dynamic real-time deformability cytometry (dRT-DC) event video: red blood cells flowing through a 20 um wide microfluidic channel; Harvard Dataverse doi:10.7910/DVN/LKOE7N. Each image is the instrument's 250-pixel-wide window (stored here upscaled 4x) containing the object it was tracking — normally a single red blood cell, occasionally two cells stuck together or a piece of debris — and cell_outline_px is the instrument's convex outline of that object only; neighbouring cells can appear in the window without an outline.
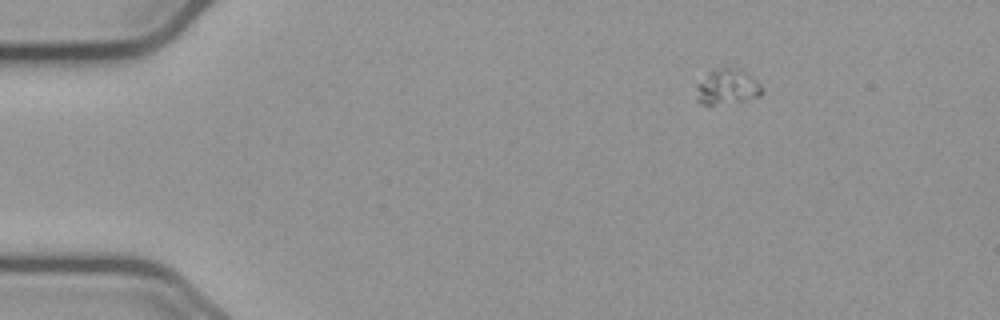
{"species": "common noctule bat (a hibernating species)", "species_latin": "Nyctalus noctula", "temperature_condition": "cold", "stored_images_in_passage": 49, "camera_frame_rate_fps": 3000, "um_per_image_px": 0.085, "animal": {"sex": "male", "body_mass_g": 23.1, "forearm_length_mm": 52.7}, "frame": {"image": 1, "passage_image": 1, "time_ms": 0.0, "image_size_px": [1000, 320], "cell_outline_px": [[760, 96], [744, 100], [712, 104], [700, 104], [696, 100], [696, 84], [712, 68], [736, 68], [744, 72], [760, 84]], "centroid_in_image_um": [61.72, 7.37], "position_along_channel_um": 23.3, "area_um2": 13.24}}
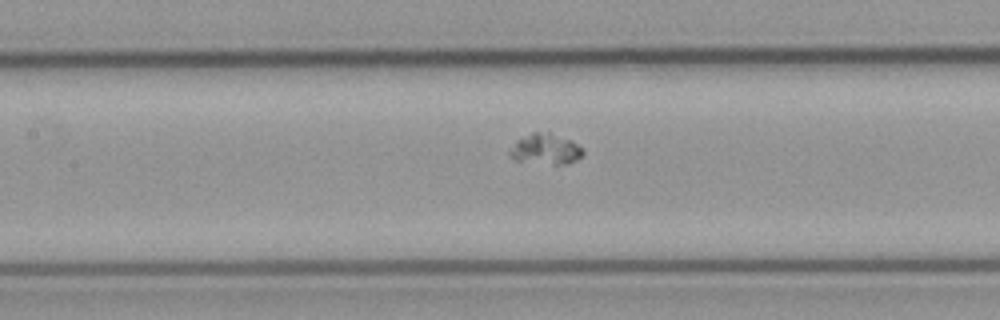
{"frame": {"image": 2, "passage_image": 19, "time_ms": 6.0, "image_size_px": [1000, 320], "cell_outline_px": [[584, 152], [576, 160], [568, 164], [552, 164], [516, 160], [508, 156], [508, 152], [516, 140], [532, 132], [548, 132], [572, 140]], "centroid_in_image_um": [46.34, 12.67], "position_along_channel_um": 161.1, "area_um2": 12.95}}
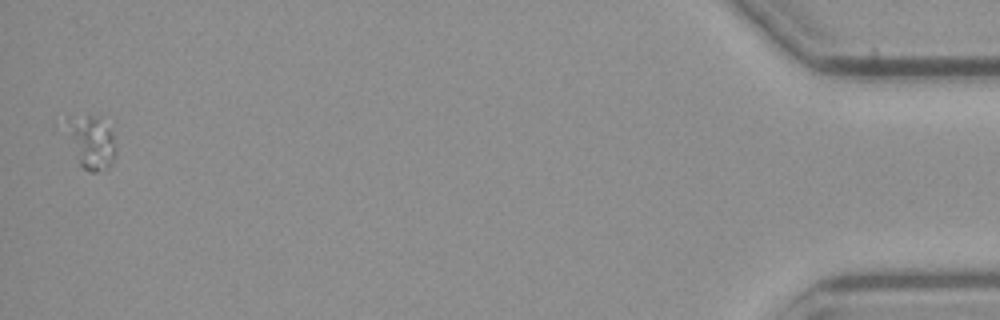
{"frame": {"image": 3, "passage_image": 49, "time_ms": 16.0, "image_size_px": [1000, 320], "cell_outline_px": [[116, 148], [112, 160], [108, 168], [96, 172], [92, 172], [84, 168], [80, 164], [64, 128], [68, 116], [92, 116], [108, 128], [112, 132]], "centroid_in_image_um": [7.72, 12.09], "position_along_channel_um": 427.5, "area_um2": 14.85}}